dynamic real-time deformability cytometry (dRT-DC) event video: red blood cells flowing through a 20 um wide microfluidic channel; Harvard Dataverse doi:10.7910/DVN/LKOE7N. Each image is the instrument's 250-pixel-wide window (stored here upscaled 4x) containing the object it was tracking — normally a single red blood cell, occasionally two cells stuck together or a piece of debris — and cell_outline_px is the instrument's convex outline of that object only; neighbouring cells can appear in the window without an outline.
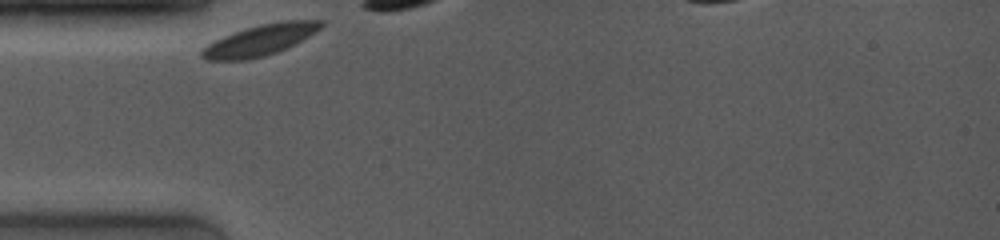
{"species": "common noctule bat (a hibernating species)", "species_latin": "Nyctalus noctula", "temperature_condition": "room temperature", "stored_images_in_passage": 13, "camera_frame_rate_fps": 4000, "um_per_image_px": 0.085, "animal": {"sex": "female", "body_mass_g": 19.0, "forearm_length_mm": 53.3}, "frame": {"image": 1, "passage_image": 1, "time_ms": 0.0, "image_size_px": [1000, 240], "cell_outline_px": [[324, 24], [316, 32], [288, 48], [264, 56], [248, 60], [204, 60], [200, 56], [200, 48], [224, 36], [260, 24], [280, 20], [324, 20]], "centroid_in_image_um": [22.11, 3.41], "position_along_channel_um": 62.9, "area_um2": 21.56}}